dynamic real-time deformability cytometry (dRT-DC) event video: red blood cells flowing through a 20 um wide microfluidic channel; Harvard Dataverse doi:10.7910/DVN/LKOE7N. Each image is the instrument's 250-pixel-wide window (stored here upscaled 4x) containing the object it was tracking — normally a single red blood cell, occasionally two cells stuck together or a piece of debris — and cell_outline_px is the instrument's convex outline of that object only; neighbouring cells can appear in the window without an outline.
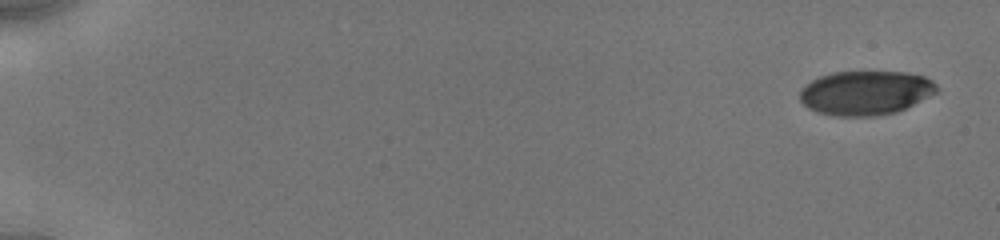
{"species": "human", "species_latin": "Homo sapiens", "temperature_condition": "cold", "stored_images_in_passage": 35, "camera_frame_rate_fps": 3000, "um_per_image_px": 0.085, "donor": {"sex": "male"}, "frame": {"image": 1, "passage_image": 1, "time_ms": 0.0, "image_size_px": [1000, 240], "cell_outline_px": [[936, 92], [896, 112], [876, 116], [832, 116], [816, 112], [808, 108], [800, 100], [800, 92], [812, 80], [820, 76], [836, 72], [904, 72], [924, 76], [932, 80], [936, 84]], "centroid_in_image_um": [73.55, 7.9], "position_along_channel_um": 11.5, "area_um2": 34.91}}
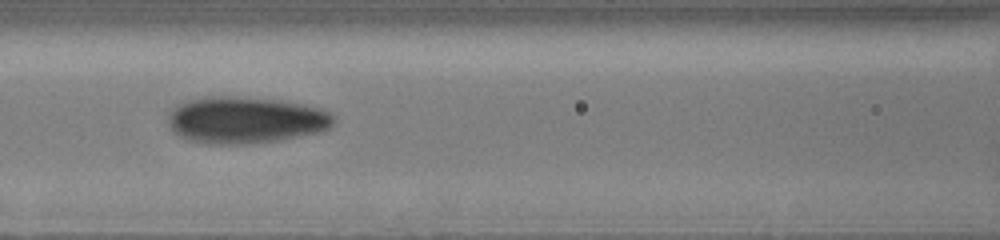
{"frame": {"image": 2, "passage_image": 18, "time_ms": 8.0, "image_size_px": [1000, 240], "cell_outline_px": [[336, 116], [332, 124], [328, 128], [320, 132], [280, 140], [244, 144], [204, 144], [188, 140], [172, 132], [168, 124], [168, 116], [172, 108], [188, 100], [204, 96], [236, 96], [280, 100], [304, 104], [320, 108]], "centroid_in_image_um": [20.85, 10.2], "position_along_channel_um": 145.8, "area_um2": 45.49}}
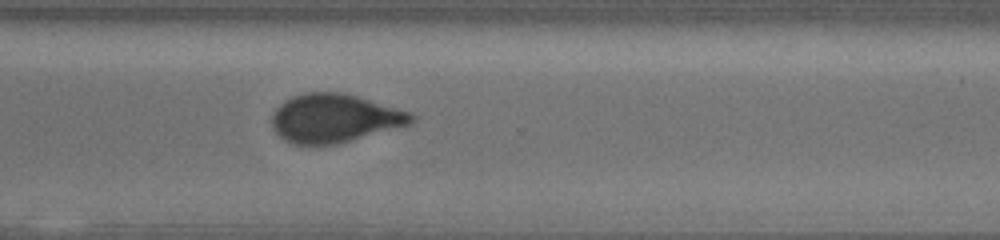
{"frame": {"image": 3, "passage_image": 34, "time_ms": 13.0, "image_size_px": [1000, 240], "cell_outline_px": [[416, 120], [408, 124], [336, 144], [292, 144], [284, 140], [272, 128], [272, 112], [284, 100], [292, 96], [304, 92], [344, 92], [412, 112], [416, 116]], "centroid_in_image_um": [28.4, 10.03], "position_along_channel_um": 342.2, "area_um2": 39.36}}